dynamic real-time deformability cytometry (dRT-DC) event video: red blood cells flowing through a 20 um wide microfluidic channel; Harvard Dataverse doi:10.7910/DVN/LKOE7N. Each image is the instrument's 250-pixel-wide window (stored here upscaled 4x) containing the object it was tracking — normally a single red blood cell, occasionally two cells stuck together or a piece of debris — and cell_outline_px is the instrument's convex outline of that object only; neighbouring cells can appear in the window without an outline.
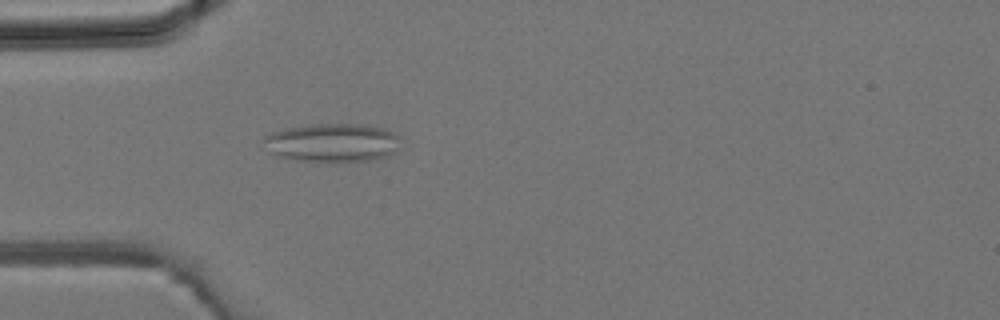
{"species": "common noctule bat (a hibernating species)", "species_latin": "Nyctalus noctula", "temperature_condition": "room temperature", "stored_images_in_passage": 32, "segment_of_instrument_passage": [1, 2], "camera_frame_rate_fps": 3000, "um_per_image_px": 0.085, "animal": {"sex": "male", "body_mass_g": 19.2, "forearm_length_mm": 51.8}, "frame": {"image": 1, "passage_image": 3, "time_ms": 0.667, "image_size_px": [1000, 320], "cell_outline_px": [[400, 148], [388, 156], [368, 160], [336, 164], [316, 164], [276, 156], [268, 152], [264, 140], [264, 136], [272, 132], [288, 128], [316, 124], [356, 124], [384, 128], [400, 136]], "centroid_in_image_um": [28.26, 12.18], "position_along_channel_um": 56.7, "area_um2": 31.67}}